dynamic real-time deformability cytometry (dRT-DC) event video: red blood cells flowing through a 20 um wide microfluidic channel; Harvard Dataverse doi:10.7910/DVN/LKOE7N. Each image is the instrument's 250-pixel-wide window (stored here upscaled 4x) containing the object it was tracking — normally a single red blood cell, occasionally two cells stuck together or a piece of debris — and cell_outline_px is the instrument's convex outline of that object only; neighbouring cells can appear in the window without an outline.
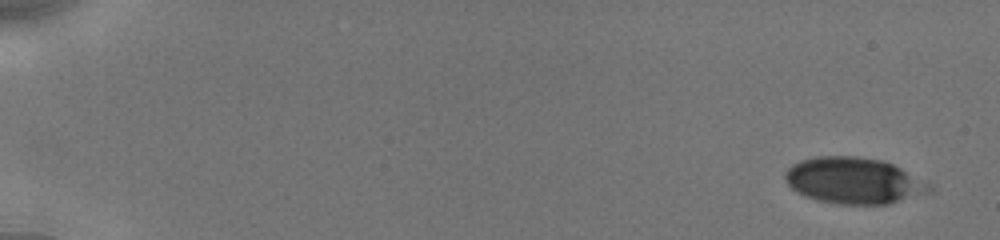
{"species": "human", "species_latin": "Homo sapiens", "temperature_condition": "cold", "stored_images_in_passage": 7, "camera_frame_rate_fps": 3000, "um_per_image_px": 0.085, "donor": {"sex": "male"}, "frame": {"image": 1, "passage_image": 1, "time_ms": 0.0, "image_size_px": [1000, 240], "cell_outline_px": [[932, 192], [888, 204], [836, 204], [804, 196], [796, 192], [788, 184], [784, 176], [784, 172], [792, 164], [800, 160], [816, 156], [856, 156], [884, 160], [932, 184]], "centroid_in_image_um": [72.58, 15.35], "position_along_channel_um": 12.4, "area_um2": 39.07}}
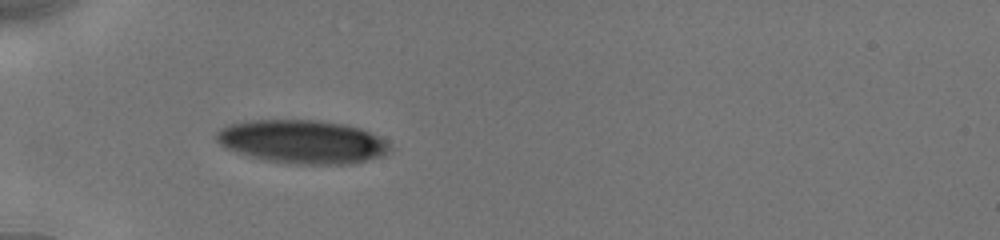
{"frame": {"image": 2, "passage_image": 6, "time_ms": 5.333, "image_size_px": [1000, 240], "cell_outline_px": [[392, 148], [384, 156], [352, 164], [300, 164], [268, 160], [252, 156], [224, 148], [216, 140], [216, 132], [220, 128], [228, 124], [244, 120], [320, 120], [348, 124], [360, 128], [380, 136], [388, 140]], "centroid_in_image_um": [25.75, 12.03], "position_along_channel_um": 59.3, "area_um2": 44.33}}